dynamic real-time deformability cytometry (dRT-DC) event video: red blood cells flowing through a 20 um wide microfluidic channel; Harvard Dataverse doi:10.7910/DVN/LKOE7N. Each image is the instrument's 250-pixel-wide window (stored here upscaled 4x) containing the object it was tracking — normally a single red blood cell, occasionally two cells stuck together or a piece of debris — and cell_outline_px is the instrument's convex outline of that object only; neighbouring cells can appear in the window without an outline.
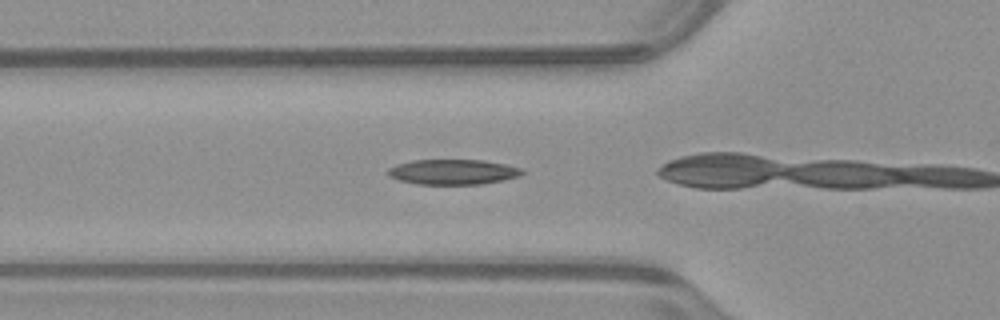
{"species": "common noctule bat (a hibernating species)", "species_latin": "Nyctalus noctula", "temperature_condition": "warm", "stored_images_in_passage": 14, "camera_frame_rate_fps": 3000, "um_per_image_px": 0.085, "animal": {"sex": "male", "body_mass_g": 23.1, "forearm_length_mm": 52.7}, "frame": {"image": 1, "passage_image": 13, "time_ms": 4.0, "image_size_px": [1000, 320], "cell_outline_px": [[524, 172], [520, 176], [504, 180], [480, 184], [416, 184], [400, 180], [388, 176], [388, 168], [396, 164], [412, 160], [484, 160], [508, 164], [524, 168]], "centroid_in_image_um": [38.54, 14.6], "position_along_channel_um": 87.3, "area_um2": 19.88}}